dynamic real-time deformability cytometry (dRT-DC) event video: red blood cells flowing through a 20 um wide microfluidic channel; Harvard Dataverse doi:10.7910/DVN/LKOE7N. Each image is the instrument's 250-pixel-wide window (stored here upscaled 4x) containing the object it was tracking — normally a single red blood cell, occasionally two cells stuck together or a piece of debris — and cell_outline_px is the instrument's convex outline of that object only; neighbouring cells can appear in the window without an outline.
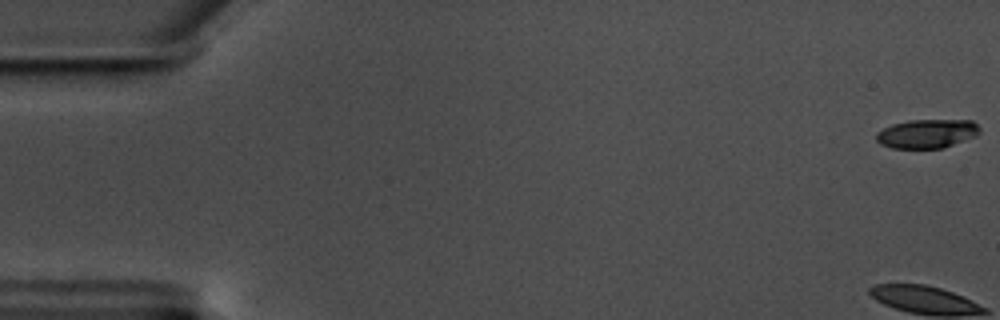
{"species": "common noctule bat (a hibernating species)", "species_latin": "Nyctalus noctula", "temperature_condition": "warm", "stored_images_in_passage": 17, "camera_frame_rate_fps": 3000, "um_per_image_px": 0.085, "animal": {"sex": "male", "body_mass_g": 17.5, "forearm_length_mm": 52.3}, "frame": {"image": 1, "passage_image": 1, "time_ms": 0.0, "image_size_px": [1000, 320], "cell_outline_px": [[980, 132], [976, 136], [944, 148], [892, 148], [880, 144], [876, 140], [876, 132], [892, 124], [908, 120], [972, 120], [980, 128]], "centroid_in_image_um": [78.79, 11.36], "position_along_channel_um": 6.2, "area_um2": 17.51}}